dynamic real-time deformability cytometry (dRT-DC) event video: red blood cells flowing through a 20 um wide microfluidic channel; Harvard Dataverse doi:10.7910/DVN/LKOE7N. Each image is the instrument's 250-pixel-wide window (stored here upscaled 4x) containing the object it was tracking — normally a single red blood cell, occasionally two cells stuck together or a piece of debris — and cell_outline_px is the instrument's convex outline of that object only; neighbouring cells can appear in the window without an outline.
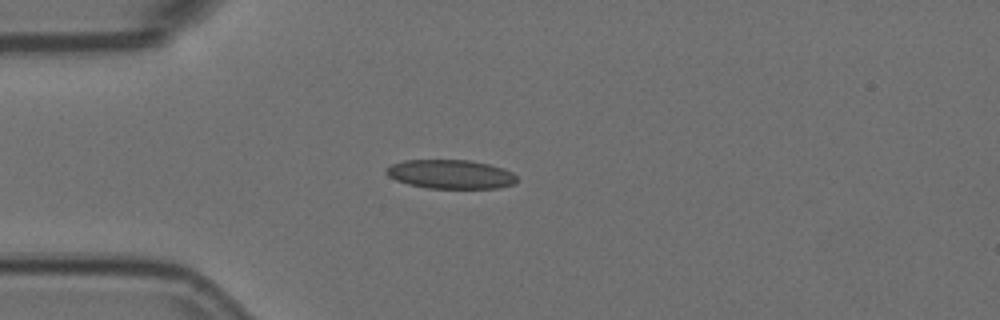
{"species": "Egyptian fruit bat (a non-hibernating species)", "species_latin": "Rousettus aegyptiacus", "temperature_condition": "room temperature", "stored_images_in_passage": 6, "camera_frame_rate_fps": 3000, "um_per_image_px": 0.085, "animal": {"sex": "female"}, "frame": {"image": 1, "passage_image": 3, "time_ms": 0.667, "image_size_px": [1000, 320], "cell_outline_px": [[516, 184], [500, 188], [428, 188], [408, 184], [396, 180], [388, 176], [384, 172], [384, 168], [392, 164], [404, 160], [468, 160], [488, 164], [504, 168], [512, 172], [516, 176]], "centroid_in_image_um": [38.29, 14.81], "position_along_channel_um": 46.7, "area_um2": 22.2}}
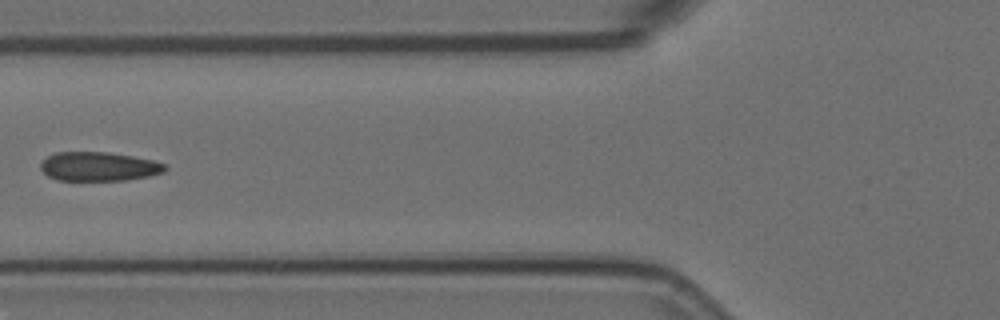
{"frame": {"image": 2, "passage_image": 5, "time_ms": 1.333, "image_size_px": [1000, 320], "cell_outline_px": [[168, 168], [164, 172], [148, 176], [128, 180], [56, 180], [48, 176], [40, 168], [40, 164], [48, 156], [56, 152], [108, 152], [132, 156], [152, 160], [164, 164]], "centroid_in_image_um": [8.39, 14.15], "position_along_channel_um": 117.4, "area_um2": 20.98}}
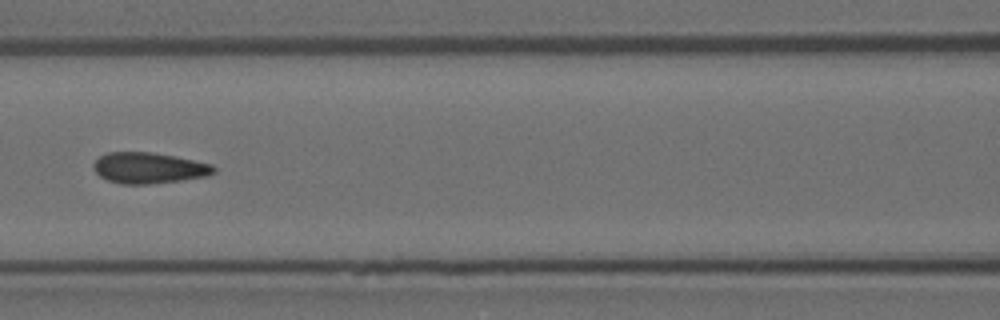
{"frame": {"image": 3, "passage_image": 6, "time_ms": 1.667, "image_size_px": [1000, 320], "cell_outline_px": [[216, 172], [208, 176], [180, 180], [148, 184], [120, 184], [108, 180], [100, 176], [96, 172], [92, 164], [100, 156], [108, 152], [152, 152], [212, 164], [216, 168]], "centroid_in_image_um": [12.65, 14.28], "position_along_channel_um": 154.0, "area_um2": 21.56}}